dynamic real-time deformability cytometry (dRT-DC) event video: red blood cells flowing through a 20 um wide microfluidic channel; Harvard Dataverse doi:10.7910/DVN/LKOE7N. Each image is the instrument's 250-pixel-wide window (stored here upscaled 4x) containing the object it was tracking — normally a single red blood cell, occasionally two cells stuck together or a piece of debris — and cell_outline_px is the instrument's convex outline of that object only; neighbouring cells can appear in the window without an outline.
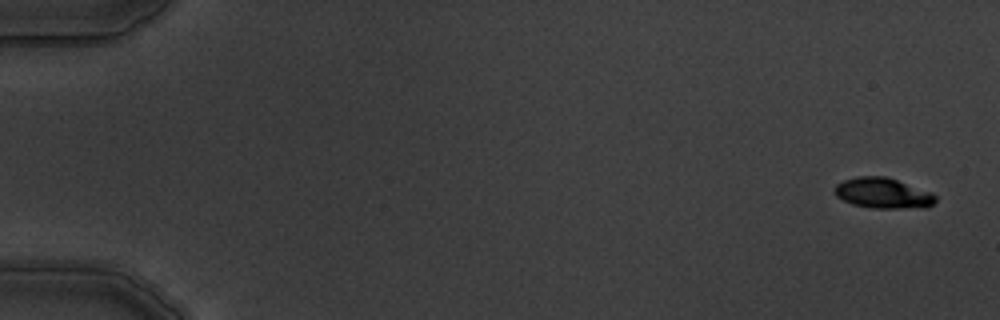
{"species": "common noctule bat (a hibernating species)", "species_latin": "Nyctalus noctula", "temperature_condition": "warm", "stored_images_in_passage": 6, "camera_frame_rate_fps": 3000, "um_per_image_px": 0.085, "animal": {"sex": "male", "body_mass_g": 19.5, "forearm_length_mm": 54.6}, "frame": {"image": 1, "passage_image": 1, "time_ms": 0.0, "image_size_px": [1000, 320], "cell_outline_px": [[936, 200], [928, 208], [872, 208], [852, 204], [836, 196], [832, 188], [836, 184], [844, 180], [856, 176], [884, 176], [932, 192], [936, 196]], "centroid_in_image_um": [75.04, 16.42], "position_along_channel_um": 10.0, "area_um2": 18.03}}
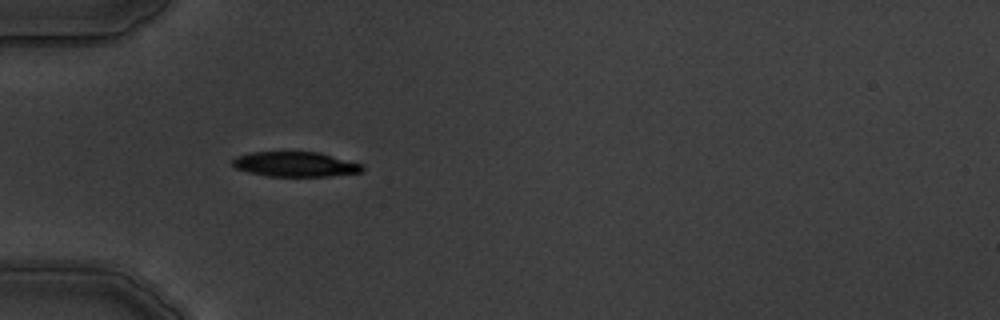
{"frame": {"image": 2, "passage_image": 5, "time_ms": 5.333, "image_size_px": [1000, 320], "cell_outline_px": [[364, 172], [328, 176], [268, 176], [248, 172], [236, 168], [232, 164], [232, 160], [236, 156], [248, 152], [320, 152], [364, 164]], "centroid_in_image_um": [25.13, 13.96], "position_along_channel_um": 59.9, "area_um2": 19.02}}